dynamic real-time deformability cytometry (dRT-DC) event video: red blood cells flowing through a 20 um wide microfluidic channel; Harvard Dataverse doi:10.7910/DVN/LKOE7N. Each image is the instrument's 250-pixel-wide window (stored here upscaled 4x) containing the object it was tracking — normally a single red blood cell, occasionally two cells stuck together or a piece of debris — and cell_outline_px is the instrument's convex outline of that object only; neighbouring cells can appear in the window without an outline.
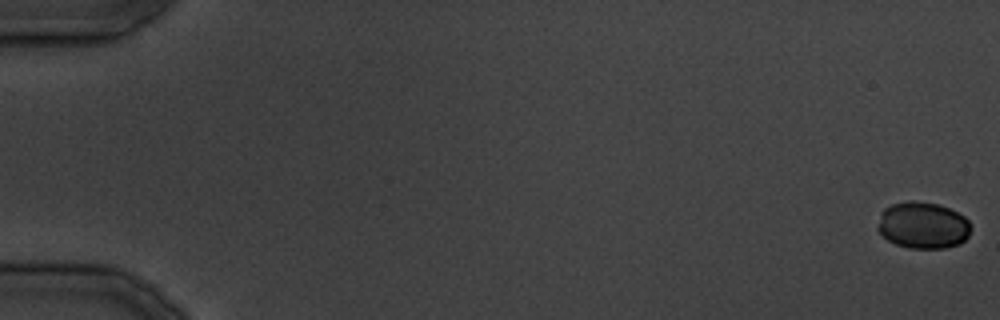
{"species": "common noctule bat (a hibernating species)", "species_latin": "Nyctalus noctula", "temperature_condition": "cold", "stored_images_in_passage": 17, "segment_of_instrument_passage": [1, 2], "camera_frame_rate_fps": 3000, "um_per_image_px": 0.085, "animal": {"sex": "male", "body_mass_g": 19.5, "forearm_length_mm": 54.6}, "frame": {"image": 1, "passage_image": 1, "time_ms": 0.0, "image_size_px": [1000, 320], "cell_outline_px": [[972, 228], [968, 236], [960, 244], [944, 248], [908, 248], [896, 244], [888, 240], [876, 228], [880, 212], [884, 208], [892, 204], [908, 200], [916, 200], [940, 204], [964, 216], [972, 224]], "centroid_in_image_um": [78.45, 19.13], "position_along_channel_um": 6.6, "area_um2": 25.72}}
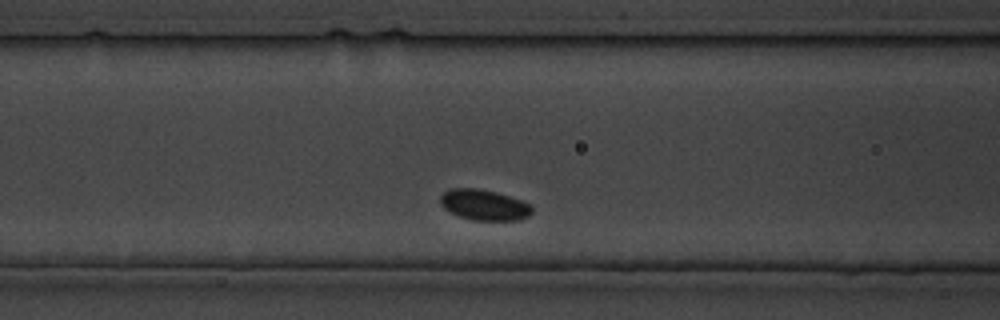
{"frame": {"image": 2, "passage_image": 13, "time_ms": 14.667, "image_size_px": [1000, 320], "cell_outline_px": [[532, 212], [528, 216], [520, 220], [472, 220], [460, 216], [444, 208], [440, 204], [440, 196], [448, 188], [476, 188], [496, 192], [520, 200], [528, 204], [532, 208]], "centroid_in_image_um": [41.12, 17.41], "position_along_channel_um": 125.5, "area_um2": 16.24}}
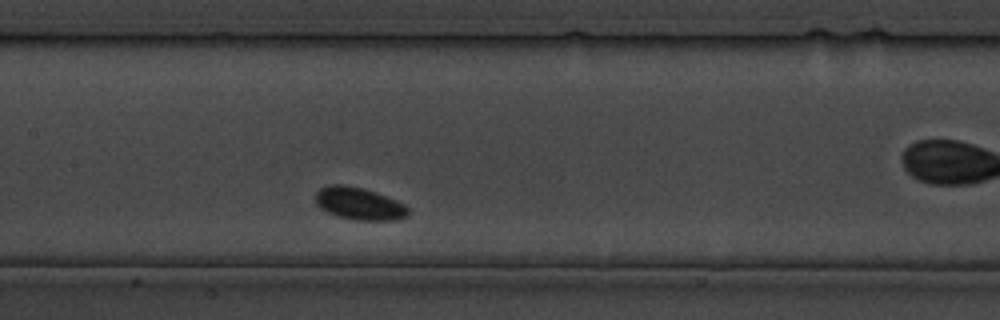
{"frame": {"image": 3, "passage_image": 16, "time_ms": 18.333, "image_size_px": [1000, 320], "cell_outline_px": [[408, 216], [396, 220], [352, 220], [336, 216], [320, 208], [316, 204], [316, 192], [320, 188], [328, 184], [344, 184], [364, 188], [376, 192], [396, 200], [404, 204], [408, 208]], "centroid_in_image_um": [30.51, 17.3], "position_along_channel_um": 176.9, "area_um2": 17.69}}